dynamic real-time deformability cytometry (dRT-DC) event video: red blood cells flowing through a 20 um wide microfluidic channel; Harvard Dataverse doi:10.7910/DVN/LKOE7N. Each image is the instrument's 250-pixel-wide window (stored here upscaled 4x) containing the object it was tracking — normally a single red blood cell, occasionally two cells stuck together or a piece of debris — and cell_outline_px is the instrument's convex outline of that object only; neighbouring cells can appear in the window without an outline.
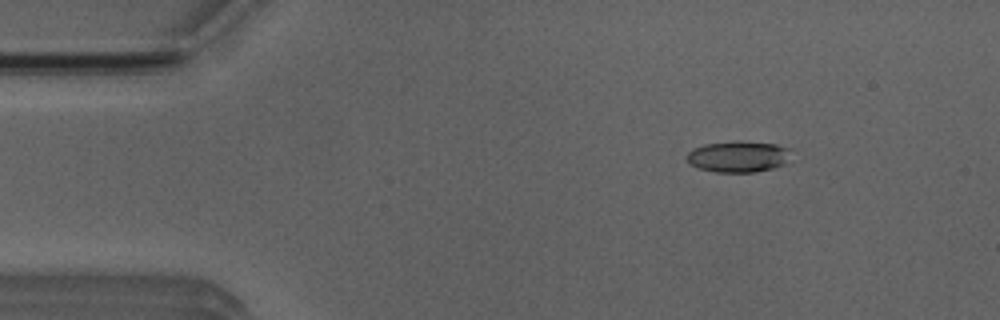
{"species": "Egyptian fruit bat (a non-hibernating species)", "species_latin": "Rousettus aegyptiacus", "temperature_condition": "room temperature", "stored_images_in_passage": 49, "camera_frame_rate_fps": 3000, "um_per_image_px": 0.085, "animal": {"sex": "male"}, "frame": {"image": 1, "passage_image": 7, "time_ms": 2.0, "image_size_px": [1000, 320], "cell_outline_px": [[792, 148], [784, 164], [772, 168], [756, 172], [716, 172], [696, 168], [688, 164], [684, 156], [692, 148], [704, 144], [776, 144]], "centroid_in_image_um": [62.68, 13.36], "position_along_channel_um": 22.3, "area_um2": 18.32}}
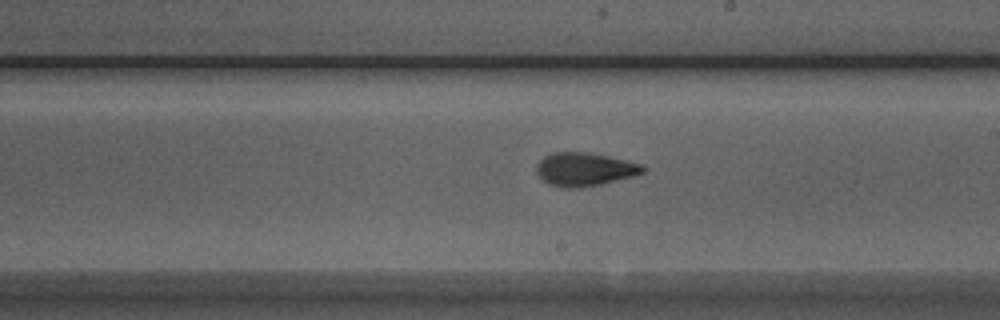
{"frame": {"image": 2, "passage_image": 29, "time_ms": 9.333, "image_size_px": [1000, 320], "cell_outline_px": [[648, 168], [644, 172], [632, 176], [600, 184], [580, 188], [564, 188], [548, 184], [536, 172], [536, 164], [544, 156], [552, 152], [588, 152], [608, 156], [640, 164]], "centroid_in_image_um": [49.66, 14.39], "position_along_channel_um": 239.3, "area_um2": 20.63}}
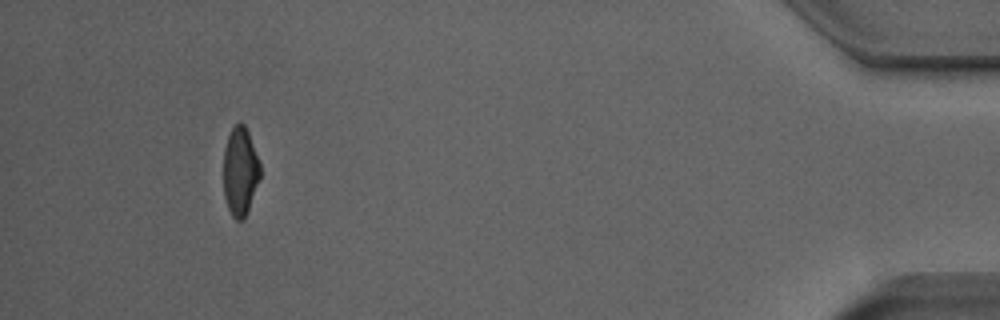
{"frame": {"image": 3, "passage_image": 48, "time_ms": 15.667, "image_size_px": [1000, 320], "cell_outline_px": [[260, 176], [248, 212], [244, 220], [236, 220], [232, 216], [228, 208], [224, 196], [224, 148], [228, 136], [232, 128], [240, 120], [244, 124], [248, 132], [260, 164]], "centroid_in_image_um": [20.41, 14.58], "position_along_channel_um": 414.8, "area_um2": 18.9}}